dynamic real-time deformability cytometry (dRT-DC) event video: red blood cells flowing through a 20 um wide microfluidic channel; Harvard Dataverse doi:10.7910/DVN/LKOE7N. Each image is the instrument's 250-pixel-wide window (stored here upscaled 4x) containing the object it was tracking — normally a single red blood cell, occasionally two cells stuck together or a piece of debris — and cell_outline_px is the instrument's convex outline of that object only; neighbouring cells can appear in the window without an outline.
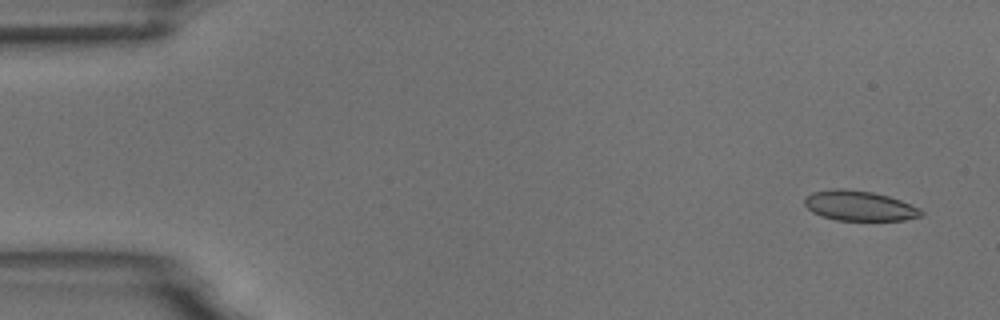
{"species": "common noctule bat (a hibernating species)", "species_latin": "Nyctalus noctula", "temperature_condition": "room temperature", "stored_images_in_passage": 5, "camera_frame_rate_fps": 3000, "um_per_image_px": 0.085, "animal": {"sex": "male", "body_mass_g": 18.8}, "frame": {"image": 1, "passage_image": 1, "time_ms": 0.0, "image_size_px": [1000, 320], "cell_outline_px": [[924, 216], [904, 220], [836, 220], [820, 216], [812, 212], [804, 204], [804, 196], [812, 192], [836, 188], [844, 188], [872, 192], [888, 196], [900, 200], [920, 208], [924, 212]], "centroid_in_image_um": [73.03, 17.49], "position_along_channel_um": 12.0, "area_um2": 20.58}}
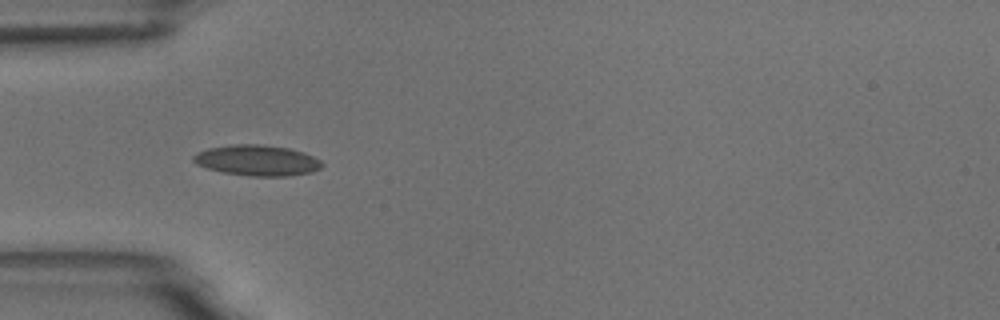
{"frame": {"image": 2, "passage_image": 5, "time_ms": 4.667, "image_size_px": [1000, 320], "cell_outline_px": [[324, 164], [320, 168], [312, 172], [288, 176], [248, 176], [224, 172], [208, 168], [196, 164], [192, 160], [192, 156], [196, 152], [208, 148], [232, 144], [256, 144], [288, 148], [304, 152], [320, 160]], "centroid_in_image_um": [21.84, 13.63], "position_along_channel_um": 63.2, "area_um2": 23.0}}